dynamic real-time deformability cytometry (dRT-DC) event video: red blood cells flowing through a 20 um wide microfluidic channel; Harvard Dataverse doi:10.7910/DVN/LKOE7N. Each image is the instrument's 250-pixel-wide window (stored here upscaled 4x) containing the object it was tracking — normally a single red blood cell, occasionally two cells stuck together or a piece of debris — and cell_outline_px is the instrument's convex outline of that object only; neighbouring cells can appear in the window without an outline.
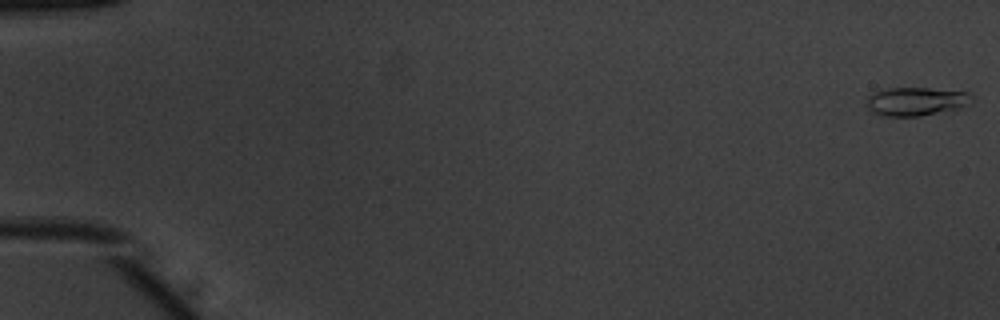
{"species": "common noctule bat (a hibernating species)", "species_latin": "Nyctalus noctula", "temperature_condition": "warm", "stored_images_in_passage": 53, "camera_frame_rate_fps": 3000, "um_per_image_px": 0.085, "animal": {"sex": "male", "body_mass_g": 20.1, "forearm_length_mm": 53.5}, "frame": {"image": 1, "passage_image": 1, "time_ms": 0.0, "image_size_px": [1000, 320], "cell_outline_px": [[972, 96], [960, 108], [920, 116], [880, 116], [868, 108], [864, 100], [872, 92], [888, 88], [928, 88], [968, 92]], "centroid_in_image_um": [77.76, 8.62], "position_along_channel_um": 7.2, "area_um2": 17.34}}
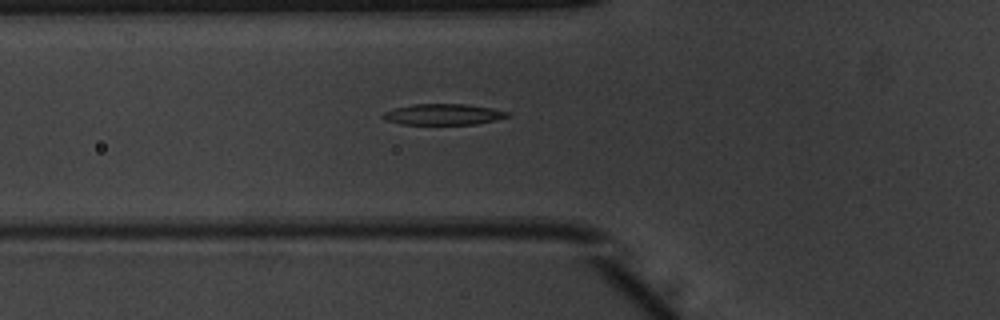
{"frame": {"image": 2, "passage_image": 20, "time_ms": 6.333, "image_size_px": [1000, 320], "cell_outline_px": [[508, 116], [496, 120], [476, 124], [400, 124], [384, 120], [380, 116], [384, 112], [396, 108], [412, 104], [464, 104], [492, 108], [508, 112]], "centroid_in_image_um": [37.63, 9.72], "position_along_channel_um": 88.2, "area_um2": 15.14}}
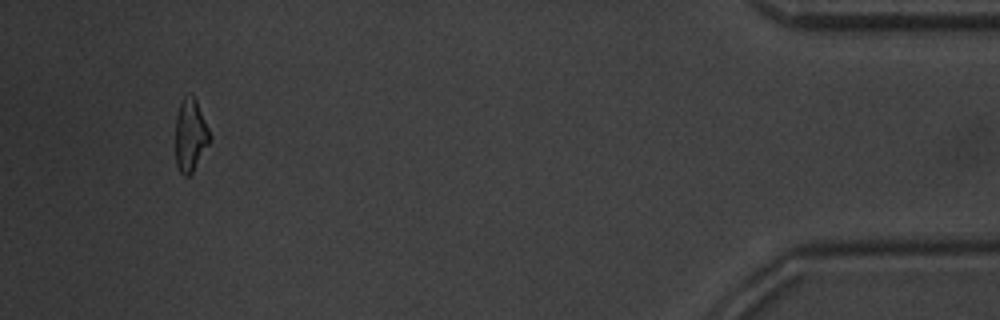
{"frame": {"image": 3, "passage_image": 50, "time_ms": 16.333, "image_size_px": [1000, 320], "cell_outline_px": [[212, 136], [208, 144], [192, 172], [188, 176], [184, 176], [180, 172], [176, 164], [176, 116], [180, 100], [184, 96], [192, 92], [196, 100]], "centroid_in_image_um": [16.17, 11.44], "position_along_channel_um": 419.0, "area_um2": 14.51}, "authors_computed_cell_mechanics": {"area_um2": 15.7216, "velocity_mm_per_s": 3.9577, "shape_relaxation_time_tau1_ms": 4.5773, "shape_relaxation_time_tau2_ms": 4.0946, "deformation_change_tau1": 0.1862, "deformation_change_tau2": 0.1458}}